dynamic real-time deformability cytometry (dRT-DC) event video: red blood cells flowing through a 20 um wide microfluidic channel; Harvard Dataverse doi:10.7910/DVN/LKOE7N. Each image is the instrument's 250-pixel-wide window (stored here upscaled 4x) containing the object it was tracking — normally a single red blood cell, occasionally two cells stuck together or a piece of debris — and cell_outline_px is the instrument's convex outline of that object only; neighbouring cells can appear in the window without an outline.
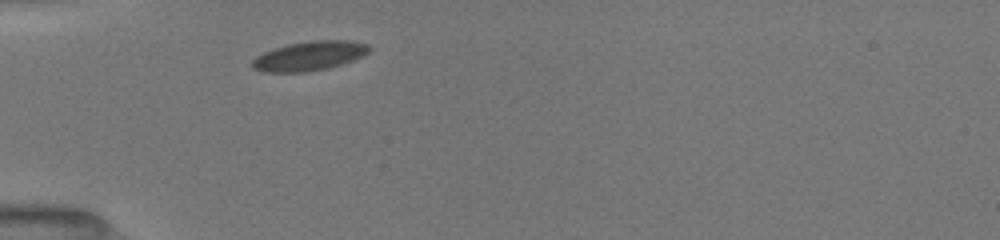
{"species": "common noctule bat (a hibernating species)", "species_latin": "Nyctalus noctula", "temperature_condition": "room temperature", "stored_images_in_passage": 26, "camera_frame_rate_fps": 3000, "um_per_image_px": 0.085, "animal": {"sex": "female", "body_mass_g": 19.5, "forearm_length_mm": 54.1}, "frame": {"image": 1, "passage_image": 1, "time_ms": 0.0, "image_size_px": [1000, 240], "cell_outline_px": [[372, 48], [368, 52], [352, 60], [328, 68], [308, 72], [264, 72], [252, 68], [252, 60], [256, 56], [264, 52], [288, 44], [312, 40], [348, 40], [368, 44]], "centroid_in_image_um": [26.28, 4.75], "position_along_channel_um": 58.7, "area_um2": 19.88}}
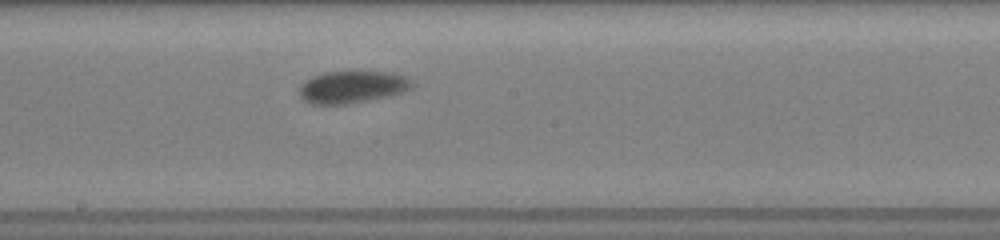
{"frame": {"image": 2, "passage_image": 11, "time_ms": 4.333, "image_size_px": [1000, 240], "cell_outline_px": [[416, 84], [412, 88], [404, 92], [392, 96], [348, 104], [312, 104], [304, 100], [300, 96], [300, 84], [304, 80], [324, 72], [392, 72], [404, 76], [412, 80]], "centroid_in_image_um": [29.99, 7.4], "position_along_channel_um": 218.2, "area_um2": 21.39}}
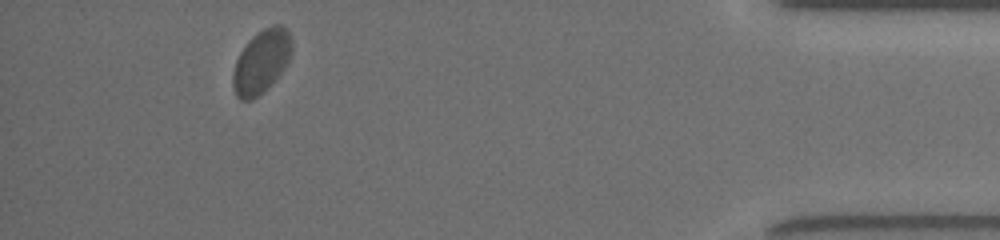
{"frame": {"image": 3, "passage_image": 23, "time_ms": 10.667, "image_size_px": [1000, 240], "cell_outline_px": [[292, 52], [284, 68], [272, 84], [264, 92], [252, 100], [240, 100], [236, 96], [232, 84], [232, 72], [236, 60], [240, 52], [248, 40], [252, 36], [264, 28], [276, 24], [280, 24], [288, 28], [292, 40]], "centroid_in_image_um": [22.22, 5.23], "position_along_channel_um": 413.0, "area_um2": 22.08}, "authors_computed_cell_mechanics": {"area_um2": 21.2126, "velocity_mm_per_s": 3.8945, "shape_relaxation_time_tau1_ms": 1.2507, "shape_relaxation_time_tau2_ms": null, "deformation_change_tau1": 0.0543, "deformation_change_tau2": null}}